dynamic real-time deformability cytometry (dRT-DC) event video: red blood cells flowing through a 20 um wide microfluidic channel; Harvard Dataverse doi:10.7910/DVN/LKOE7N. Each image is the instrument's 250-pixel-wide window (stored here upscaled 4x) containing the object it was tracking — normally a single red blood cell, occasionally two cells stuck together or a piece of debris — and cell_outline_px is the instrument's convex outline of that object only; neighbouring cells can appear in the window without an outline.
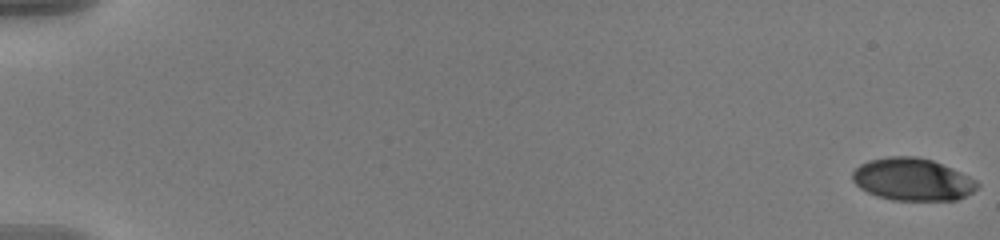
{"species": "human", "species_latin": "Homo sapiens", "temperature_condition": "warm", "stored_images_in_passage": 58, "camera_frame_rate_fps": 3000, "um_per_image_px": 0.085, "donor": {"sex": "male"}, "frame": {"image": 1, "passage_image": 1, "time_ms": 0.0, "image_size_px": [1000, 240], "cell_outline_px": [[980, 184], [972, 192], [956, 200], [892, 200], [876, 196], [860, 188], [852, 180], [852, 172], [860, 164], [868, 160], [888, 156], [916, 156], [932, 160], [952, 168], [976, 180]], "centroid_in_image_um": [77.53, 15.24], "position_along_channel_um": 7.5, "area_um2": 30.87}}
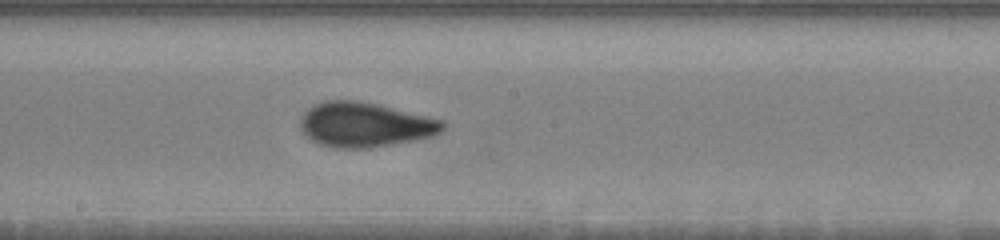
{"frame": {"image": 2, "passage_image": 34, "time_ms": 11.0, "image_size_px": [1000, 240], "cell_outline_px": [[448, 124], [440, 132], [432, 136], [392, 144], [368, 148], [332, 148], [320, 144], [312, 140], [300, 128], [300, 120], [304, 112], [308, 108], [324, 100], [360, 100], [444, 120]], "centroid_in_image_um": [31.02, 10.59], "position_along_channel_um": 217.2, "area_um2": 37.05}}
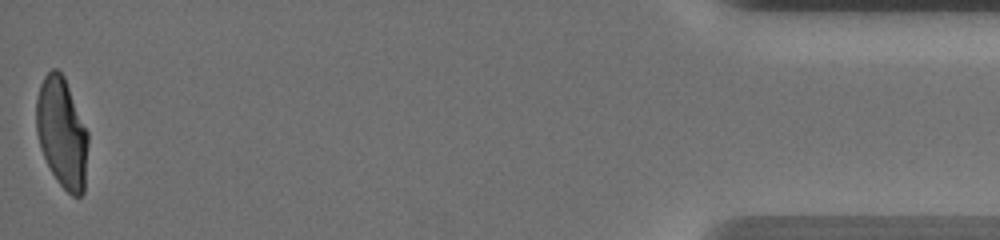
{"frame": {"image": 3, "passage_image": 58, "time_ms": 19.0, "image_size_px": [1000, 240], "cell_outline_px": [[88, 144], [84, 192], [80, 196], [72, 196], [56, 180], [40, 148], [36, 132], [36, 100], [40, 84], [44, 76], [52, 68], [56, 68], [64, 76], [88, 132]], "centroid_in_image_um": [5.26, 11.28], "position_along_channel_um": 429.9, "area_um2": 33.23}, "authors_computed_cell_mechanics": {"area_um2": 33.8708, "velocity_mm_per_s": 3.6249, "shape_relaxation_time_tau1_ms": 5.5458, "shape_relaxation_time_tau2_ms": 1.0166, "deformation_change_tau1": 0.1946, "deformation_change_tau2": 0.0715}}